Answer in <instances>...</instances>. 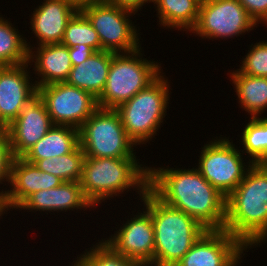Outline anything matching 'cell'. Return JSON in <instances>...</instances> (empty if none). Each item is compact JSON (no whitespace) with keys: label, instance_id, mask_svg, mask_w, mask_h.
<instances>
[{"label":"cell","instance_id":"1","mask_svg":"<svg viewBox=\"0 0 267 266\" xmlns=\"http://www.w3.org/2000/svg\"><path fill=\"white\" fill-rule=\"evenodd\" d=\"M148 188L165 204L182 210L207 230L224 229L226 197L196 168L149 167Z\"/></svg>","mask_w":267,"mask_h":266},{"label":"cell","instance_id":"2","mask_svg":"<svg viewBox=\"0 0 267 266\" xmlns=\"http://www.w3.org/2000/svg\"><path fill=\"white\" fill-rule=\"evenodd\" d=\"M224 230L248 249L267 241V165L252 164L226 198Z\"/></svg>","mask_w":267,"mask_h":266},{"label":"cell","instance_id":"3","mask_svg":"<svg viewBox=\"0 0 267 266\" xmlns=\"http://www.w3.org/2000/svg\"><path fill=\"white\" fill-rule=\"evenodd\" d=\"M139 200L153 221L154 266H175L207 229L182 210L165 204L149 188Z\"/></svg>","mask_w":267,"mask_h":266},{"label":"cell","instance_id":"4","mask_svg":"<svg viewBox=\"0 0 267 266\" xmlns=\"http://www.w3.org/2000/svg\"><path fill=\"white\" fill-rule=\"evenodd\" d=\"M137 161L138 158L85 157L80 185L86 198L96 206L133 187L142 198L148 189L149 167Z\"/></svg>","mask_w":267,"mask_h":266},{"label":"cell","instance_id":"5","mask_svg":"<svg viewBox=\"0 0 267 266\" xmlns=\"http://www.w3.org/2000/svg\"><path fill=\"white\" fill-rule=\"evenodd\" d=\"M162 74L115 109L128 137L136 146L154 138L167 115L170 84Z\"/></svg>","mask_w":267,"mask_h":266},{"label":"cell","instance_id":"6","mask_svg":"<svg viewBox=\"0 0 267 266\" xmlns=\"http://www.w3.org/2000/svg\"><path fill=\"white\" fill-rule=\"evenodd\" d=\"M141 52V47L129 53L112 52L107 81L97 98L98 108L116 109L162 73L161 64L143 58Z\"/></svg>","mask_w":267,"mask_h":266},{"label":"cell","instance_id":"7","mask_svg":"<svg viewBox=\"0 0 267 266\" xmlns=\"http://www.w3.org/2000/svg\"><path fill=\"white\" fill-rule=\"evenodd\" d=\"M79 142L85 157L136 158V144L115 109L98 108L79 128Z\"/></svg>","mask_w":267,"mask_h":266},{"label":"cell","instance_id":"8","mask_svg":"<svg viewBox=\"0 0 267 266\" xmlns=\"http://www.w3.org/2000/svg\"><path fill=\"white\" fill-rule=\"evenodd\" d=\"M230 141L227 137L220 139L217 137L207 142L202 147L197 168L201 175L226 198L244 179L253 164L249 160L248 165H245L241 150L235 148V144Z\"/></svg>","mask_w":267,"mask_h":266},{"label":"cell","instance_id":"9","mask_svg":"<svg viewBox=\"0 0 267 266\" xmlns=\"http://www.w3.org/2000/svg\"><path fill=\"white\" fill-rule=\"evenodd\" d=\"M80 11L97 32L101 50L129 53L140 48V34L129 17L136 13L107 2L87 5Z\"/></svg>","mask_w":267,"mask_h":266},{"label":"cell","instance_id":"10","mask_svg":"<svg viewBox=\"0 0 267 266\" xmlns=\"http://www.w3.org/2000/svg\"><path fill=\"white\" fill-rule=\"evenodd\" d=\"M257 27L238 0H208L200 4L198 19L190 32L202 39H228Z\"/></svg>","mask_w":267,"mask_h":266},{"label":"cell","instance_id":"11","mask_svg":"<svg viewBox=\"0 0 267 266\" xmlns=\"http://www.w3.org/2000/svg\"><path fill=\"white\" fill-rule=\"evenodd\" d=\"M54 125H68L79 129L98 109L97 98L91 93L66 82L38 87Z\"/></svg>","mask_w":267,"mask_h":266},{"label":"cell","instance_id":"12","mask_svg":"<svg viewBox=\"0 0 267 266\" xmlns=\"http://www.w3.org/2000/svg\"><path fill=\"white\" fill-rule=\"evenodd\" d=\"M245 249L224 229L207 230L175 266H238Z\"/></svg>","mask_w":267,"mask_h":266},{"label":"cell","instance_id":"13","mask_svg":"<svg viewBox=\"0 0 267 266\" xmlns=\"http://www.w3.org/2000/svg\"><path fill=\"white\" fill-rule=\"evenodd\" d=\"M142 212H138L131 220L127 219L111 238L103 241L117 254L133 259L138 265L154 266L153 221L146 208Z\"/></svg>","mask_w":267,"mask_h":266},{"label":"cell","instance_id":"14","mask_svg":"<svg viewBox=\"0 0 267 266\" xmlns=\"http://www.w3.org/2000/svg\"><path fill=\"white\" fill-rule=\"evenodd\" d=\"M53 125L44 101L37 94L9 125L7 133L13 158L22 157Z\"/></svg>","mask_w":267,"mask_h":266},{"label":"cell","instance_id":"15","mask_svg":"<svg viewBox=\"0 0 267 266\" xmlns=\"http://www.w3.org/2000/svg\"><path fill=\"white\" fill-rule=\"evenodd\" d=\"M64 181L53 174L39 170L35 164L22 157L13 158L10 167L9 186L4 199L0 202L4 215L11 208L16 209L28 196L39 190L60 186Z\"/></svg>","mask_w":267,"mask_h":266},{"label":"cell","instance_id":"16","mask_svg":"<svg viewBox=\"0 0 267 266\" xmlns=\"http://www.w3.org/2000/svg\"><path fill=\"white\" fill-rule=\"evenodd\" d=\"M28 64L27 62L14 66H0V112L2 119L8 125L38 94L35 82L32 83L30 80Z\"/></svg>","mask_w":267,"mask_h":266},{"label":"cell","instance_id":"17","mask_svg":"<svg viewBox=\"0 0 267 266\" xmlns=\"http://www.w3.org/2000/svg\"><path fill=\"white\" fill-rule=\"evenodd\" d=\"M78 11L69 0H44L31 16L30 28L39 45L61 43L68 21Z\"/></svg>","mask_w":267,"mask_h":266},{"label":"cell","instance_id":"18","mask_svg":"<svg viewBox=\"0 0 267 266\" xmlns=\"http://www.w3.org/2000/svg\"><path fill=\"white\" fill-rule=\"evenodd\" d=\"M94 207L86 198L80 182H63L48 190H39L28 196L16 209L34 211H67Z\"/></svg>","mask_w":267,"mask_h":266},{"label":"cell","instance_id":"19","mask_svg":"<svg viewBox=\"0 0 267 266\" xmlns=\"http://www.w3.org/2000/svg\"><path fill=\"white\" fill-rule=\"evenodd\" d=\"M29 47L28 63H34L33 70L38 81H34L37 88L48 84L65 82L72 69L69 48L62 43L39 45L36 50ZM35 60V61H34Z\"/></svg>","mask_w":267,"mask_h":266},{"label":"cell","instance_id":"20","mask_svg":"<svg viewBox=\"0 0 267 266\" xmlns=\"http://www.w3.org/2000/svg\"><path fill=\"white\" fill-rule=\"evenodd\" d=\"M111 61L112 52L96 51L86 61L77 66H72L69 77L65 82L98 98L104 90Z\"/></svg>","mask_w":267,"mask_h":266},{"label":"cell","instance_id":"21","mask_svg":"<svg viewBox=\"0 0 267 266\" xmlns=\"http://www.w3.org/2000/svg\"><path fill=\"white\" fill-rule=\"evenodd\" d=\"M79 145V129L68 125H53L22 158L34 164L37 160L71 153Z\"/></svg>","mask_w":267,"mask_h":266},{"label":"cell","instance_id":"22","mask_svg":"<svg viewBox=\"0 0 267 266\" xmlns=\"http://www.w3.org/2000/svg\"><path fill=\"white\" fill-rule=\"evenodd\" d=\"M239 104L251 118H258L267 108V77L242 74L238 69L230 72Z\"/></svg>","mask_w":267,"mask_h":266},{"label":"cell","instance_id":"23","mask_svg":"<svg viewBox=\"0 0 267 266\" xmlns=\"http://www.w3.org/2000/svg\"><path fill=\"white\" fill-rule=\"evenodd\" d=\"M152 2L157 8L159 24L163 27L188 32L195 26L200 7V3L196 0H152Z\"/></svg>","mask_w":267,"mask_h":266},{"label":"cell","instance_id":"24","mask_svg":"<svg viewBox=\"0 0 267 266\" xmlns=\"http://www.w3.org/2000/svg\"><path fill=\"white\" fill-rule=\"evenodd\" d=\"M30 44L18 29L0 15V66H14L28 62Z\"/></svg>","mask_w":267,"mask_h":266},{"label":"cell","instance_id":"25","mask_svg":"<svg viewBox=\"0 0 267 266\" xmlns=\"http://www.w3.org/2000/svg\"><path fill=\"white\" fill-rule=\"evenodd\" d=\"M85 155L80 145L71 153L59 157L37 160L34 164L39 170L53 174L64 182H80Z\"/></svg>","mask_w":267,"mask_h":266},{"label":"cell","instance_id":"26","mask_svg":"<svg viewBox=\"0 0 267 266\" xmlns=\"http://www.w3.org/2000/svg\"><path fill=\"white\" fill-rule=\"evenodd\" d=\"M243 129L240 141L242 153H247L253 164L267 162V117L251 118ZM245 150V152H244Z\"/></svg>","mask_w":267,"mask_h":266},{"label":"cell","instance_id":"27","mask_svg":"<svg viewBox=\"0 0 267 266\" xmlns=\"http://www.w3.org/2000/svg\"><path fill=\"white\" fill-rule=\"evenodd\" d=\"M61 43L68 48L82 44L95 51H101V42L97 32L80 10L68 21Z\"/></svg>","mask_w":267,"mask_h":266},{"label":"cell","instance_id":"28","mask_svg":"<svg viewBox=\"0 0 267 266\" xmlns=\"http://www.w3.org/2000/svg\"><path fill=\"white\" fill-rule=\"evenodd\" d=\"M96 244L89 251L86 249V253L77 256L72 266H138L133 259L117 254L103 239Z\"/></svg>","mask_w":267,"mask_h":266},{"label":"cell","instance_id":"29","mask_svg":"<svg viewBox=\"0 0 267 266\" xmlns=\"http://www.w3.org/2000/svg\"><path fill=\"white\" fill-rule=\"evenodd\" d=\"M252 45L238 70L253 77H267V41Z\"/></svg>","mask_w":267,"mask_h":266},{"label":"cell","instance_id":"30","mask_svg":"<svg viewBox=\"0 0 267 266\" xmlns=\"http://www.w3.org/2000/svg\"><path fill=\"white\" fill-rule=\"evenodd\" d=\"M13 156L10 149V141L7 132H0V184L10 179V167ZM7 191L0 192V202L4 199Z\"/></svg>","mask_w":267,"mask_h":266},{"label":"cell","instance_id":"31","mask_svg":"<svg viewBox=\"0 0 267 266\" xmlns=\"http://www.w3.org/2000/svg\"><path fill=\"white\" fill-rule=\"evenodd\" d=\"M257 24L267 25V0H238ZM260 22V23H259Z\"/></svg>","mask_w":267,"mask_h":266},{"label":"cell","instance_id":"32","mask_svg":"<svg viewBox=\"0 0 267 266\" xmlns=\"http://www.w3.org/2000/svg\"><path fill=\"white\" fill-rule=\"evenodd\" d=\"M96 51L86 45H77L69 48V55L72 66H77L86 61Z\"/></svg>","mask_w":267,"mask_h":266},{"label":"cell","instance_id":"33","mask_svg":"<svg viewBox=\"0 0 267 266\" xmlns=\"http://www.w3.org/2000/svg\"><path fill=\"white\" fill-rule=\"evenodd\" d=\"M150 2H152V0H107V3L117 5L120 8L130 10L134 13L141 10V8H143L142 6L146 5L145 3Z\"/></svg>","mask_w":267,"mask_h":266},{"label":"cell","instance_id":"34","mask_svg":"<svg viewBox=\"0 0 267 266\" xmlns=\"http://www.w3.org/2000/svg\"><path fill=\"white\" fill-rule=\"evenodd\" d=\"M78 10L81 8L91 5V4H100L105 3L107 0H69Z\"/></svg>","mask_w":267,"mask_h":266},{"label":"cell","instance_id":"35","mask_svg":"<svg viewBox=\"0 0 267 266\" xmlns=\"http://www.w3.org/2000/svg\"><path fill=\"white\" fill-rule=\"evenodd\" d=\"M9 125L2 119L0 112V132H7Z\"/></svg>","mask_w":267,"mask_h":266},{"label":"cell","instance_id":"36","mask_svg":"<svg viewBox=\"0 0 267 266\" xmlns=\"http://www.w3.org/2000/svg\"><path fill=\"white\" fill-rule=\"evenodd\" d=\"M196 1L199 2L200 4H202V3L207 2L208 0H196Z\"/></svg>","mask_w":267,"mask_h":266}]
</instances>
